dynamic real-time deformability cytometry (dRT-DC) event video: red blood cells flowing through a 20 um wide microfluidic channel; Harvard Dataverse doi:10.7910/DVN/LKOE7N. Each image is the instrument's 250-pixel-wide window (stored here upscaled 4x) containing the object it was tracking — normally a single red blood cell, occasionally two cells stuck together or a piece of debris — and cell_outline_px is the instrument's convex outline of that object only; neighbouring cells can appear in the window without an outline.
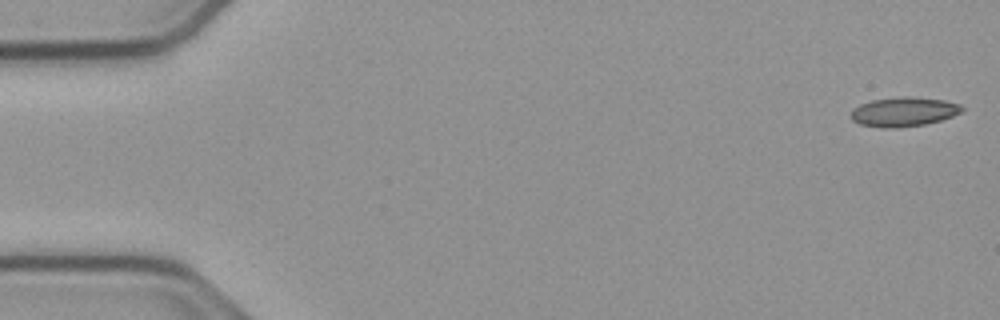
{"species": "common noctule bat (a hibernating species)", "species_latin": "Nyctalus noctula", "temperature_condition": "cold", "stored_images_in_passage": 52, "camera_frame_rate_fps": 3000, "um_per_image_px": 0.085, "animal": {"sex": "male", "body_mass_g": 23.1, "forearm_length_mm": 52.7}, "frame": {"image": 1, "passage_image": 1, "time_ms": 0.0, "image_size_px": [1000, 320], "cell_outline_px": [[964, 108], [960, 112], [952, 116], [940, 120], [924, 124], [896, 128], [880, 128], [860, 124], [852, 120], [852, 108], [860, 104], [872, 100], [900, 96], [908, 96], [944, 100], [960, 104]], "centroid_in_image_um": [76.79, 9.5], "position_along_channel_um": 8.2, "area_um2": 18.96}}
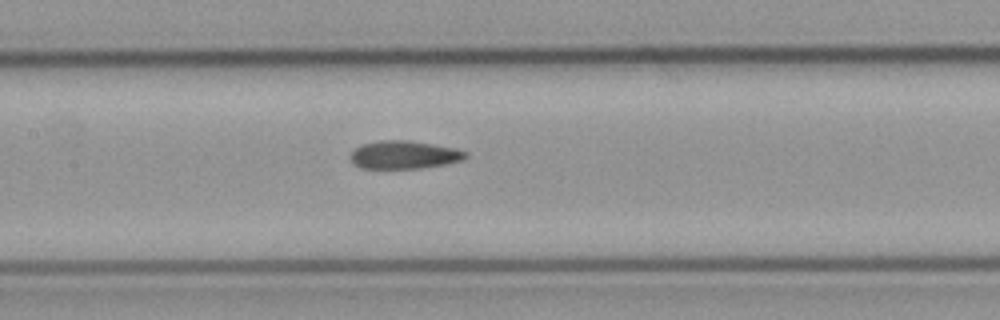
{"frame": {"image": 2, "passage_image": 25, "time_ms": 8.0, "image_size_px": [1000, 320], "cell_outline_px": [[468, 156], [464, 160], [444, 164], [420, 168], [360, 168], [352, 164], [352, 152], [356, 148], [364, 144], [380, 140], [408, 140], [456, 148], [468, 152]], "centroid_in_image_um": [34.39, 13.16], "position_along_channel_um": 173.0, "area_um2": 18.73}}
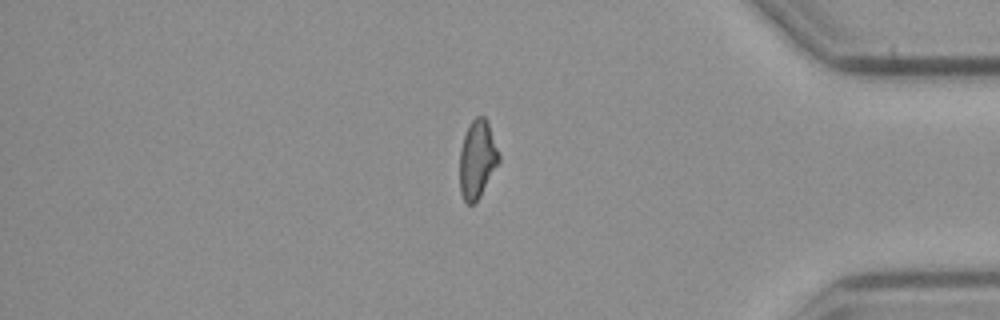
{"frame": {"image": 3, "passage_image": 45, "time_ms": 14.667, "image_size_px": [1000, 320], "cell_outline_px": [[500, 160], [480, 196], [472, 204], [468, 204], [464, 200], [460, 192], [460, 148], [468, 124], [476, 116], [484, 116], [488, 124], [500, 156]], "centroid_in_image_um": [40.55, 13.53], "position_along_channel_um": 394.6, "area_um2": 17.57}, "authors_computed_cell_mechanics": {"area_um2": 18.785, "velocity_mm_per_s": 3.7965, "shape_relaxation_time_tau1_ms": null, "shape_relaxation_time_tau2_ms": 4.1568, "deformation_change_tau1": null, "deformation_change_tau2": 0.1194}}